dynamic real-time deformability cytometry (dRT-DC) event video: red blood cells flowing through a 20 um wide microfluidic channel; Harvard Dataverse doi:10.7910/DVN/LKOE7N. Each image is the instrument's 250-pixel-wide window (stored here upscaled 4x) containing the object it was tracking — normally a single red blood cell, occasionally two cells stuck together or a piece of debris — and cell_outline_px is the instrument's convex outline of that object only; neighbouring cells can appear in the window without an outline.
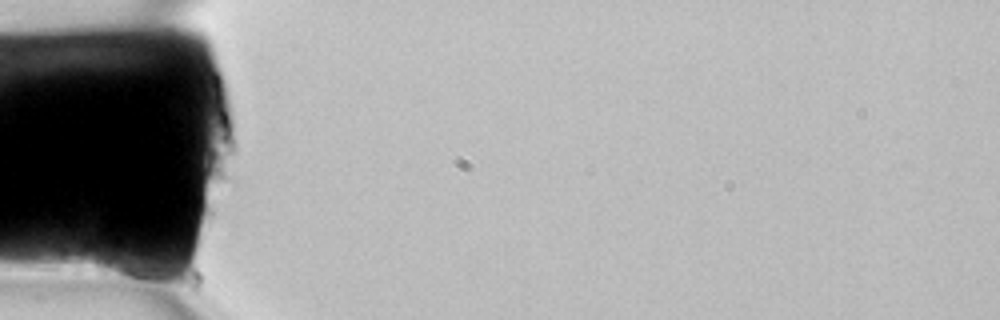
{"species": "common noctule bat (a hibernating species)", "species_latin": "Nyctalus noctula", "temperature_condition": "room temperature", "stored_images_in_passage": 2, "camera_frame_rate_fps": 3000, "um_per_image_px": 0.085, "animal": {"sex": "female", "body_mass_g": 22.7, "forearm_length_mm": 54.2}, "frame": {"image": 1, "passage_image": 1, "time_ms": 0.0, "image_size_px": [1000, 320], "cell_outline_px": [[160, 288], [96, 272], [92, 264], [92, 260], [96, 244], [152, 268], [160, 276]], "centroid_in_image_um": [10.5, 22.74], "position_along_channel_um": 74.5, "area_um2": 10.64}}